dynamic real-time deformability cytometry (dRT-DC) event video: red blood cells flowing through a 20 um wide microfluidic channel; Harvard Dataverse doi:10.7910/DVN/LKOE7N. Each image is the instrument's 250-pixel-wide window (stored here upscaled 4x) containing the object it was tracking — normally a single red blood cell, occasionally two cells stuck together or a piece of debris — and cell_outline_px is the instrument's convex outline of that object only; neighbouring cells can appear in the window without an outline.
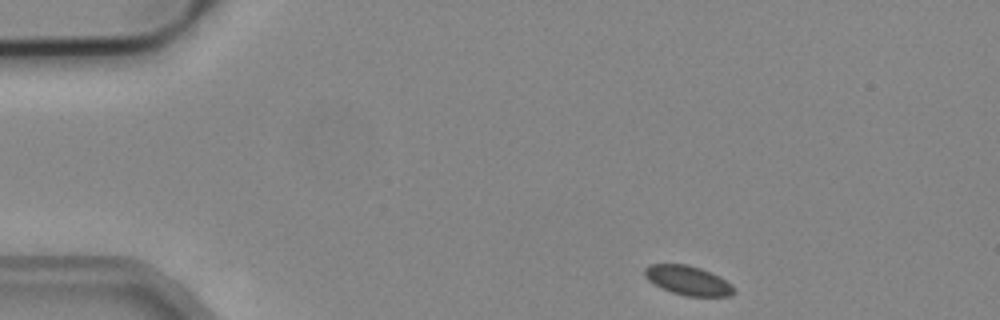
{"species": "common noctule bat (a hibernating species)", "species_latin": "Nyctalus noctula", "temperature_condition": "cold", "stored_images_in_passage": 2, "camera_frame_rate_fps": 3000, "um_per_image_px": 0.085, "animal": {"sex": "male", "body_mass_g": 19.2, "forearm_length_mm": 51.8}, "frame": {"image": 1, "passage_image": 1, "time_ms": 0.0, "image_size_px": [1000, 320], "cell_outline_px": [[736, 292], [732, 296], [684, 296], [672, 292], [648, 280], [644, 276], [644, 268], [648, 264], [684, 264], [700, 268], [720, 276], [732, 284], [736, 288]], "centroid_in_image_um": [58.52, 23.84], "position_along_channel_um": 26.5, "area_um2": 15.32}}